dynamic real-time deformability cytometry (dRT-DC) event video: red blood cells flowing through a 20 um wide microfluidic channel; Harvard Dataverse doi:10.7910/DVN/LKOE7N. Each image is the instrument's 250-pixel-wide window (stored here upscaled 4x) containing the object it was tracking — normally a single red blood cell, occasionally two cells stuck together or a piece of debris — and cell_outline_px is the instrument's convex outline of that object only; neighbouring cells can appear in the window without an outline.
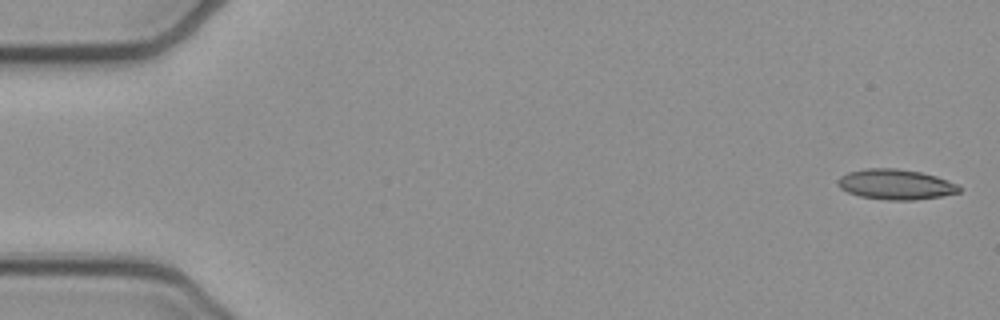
{"species": "common noctule bat (a hibernating species)", "species_latin": "Nyctalus noctula", "temperature_condition": "cold", "stored_images_in_passage": 51, "camera_frame_rate_fps": 3000, "um_per_image_px": 0.085, "animal": {"sex": "female", "body_mass_g": 21.9}, "frame": {"image": 1, "passage_image": 1, "time_ms": 0.0, "image_size_px": [1000, 320], "cell_outline_px": [[960, 192], [940, 196], [912, 200], [888, 200], [860, 196], [848, 192], [840, 188], [836, 184], [836, 180], [840, 176], [848, 172], [864, 168], [896, 168], [920, 172], [936, 176], [956, 184], [960, 188]], "centroid_in_image_um": [76.07, 15.66], "position_along_channel_um": 8.9, "area_um2": 21.33}}
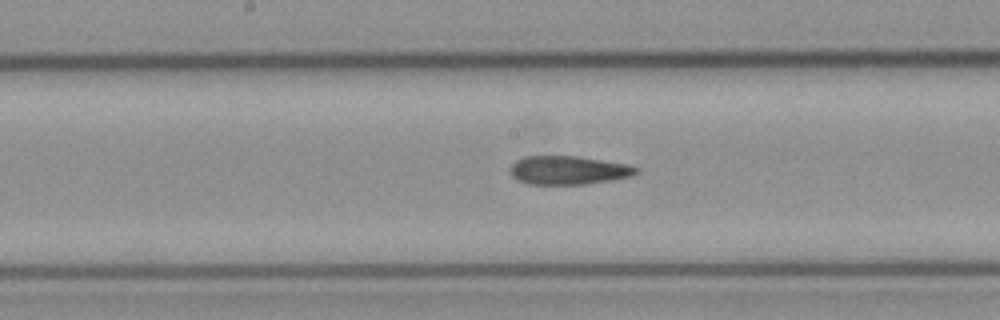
{"frame": {"image": 2, "passage_image": 26, "time_ms": 8.333, "image_size_px": [1000, 320], "cell_outline_px": [[640, 168], [632, 176], [612, 180], [584, 184], [528, 184], [516, 180], [508, 172], [508, 168], [516, 160], [524, 156], [580, 156], [628, 164]], "centroid_in_image_um": [48.28, 14.46], "position_along_channel_um": 199.9, "area_um2": 21.27}}
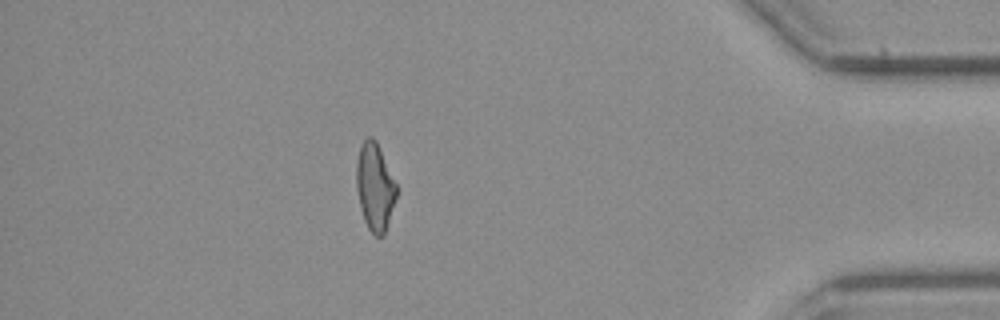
{"frame": {"image": 3, "passage_image": 45, "time_ms": 14.667, "image_size_px": [1000, 320], "cell_outline_px": [[400, 188], [384, 236], [376, 236], [368, 228], [364, 220], [360, 208], [356, 188], [356, 164], [360, 144], [368, 136], [372, 136], [376, 140]], "centroid_in_image_um": [31.89, 15.87], "position_along_channel_um": 403.3, "area_um2": 21.04}, "authors_computed_cell_mechanics": {"area_um2": 21.5016, "velocity_mm_per_s": 3.94, "shape_relaxation_time_tau1_ms": null, "shape_relaxation_time_tau2_ms": 5.7512, "deformation_change_tau1": null, "deformation_change_tau2": 0.1598}}